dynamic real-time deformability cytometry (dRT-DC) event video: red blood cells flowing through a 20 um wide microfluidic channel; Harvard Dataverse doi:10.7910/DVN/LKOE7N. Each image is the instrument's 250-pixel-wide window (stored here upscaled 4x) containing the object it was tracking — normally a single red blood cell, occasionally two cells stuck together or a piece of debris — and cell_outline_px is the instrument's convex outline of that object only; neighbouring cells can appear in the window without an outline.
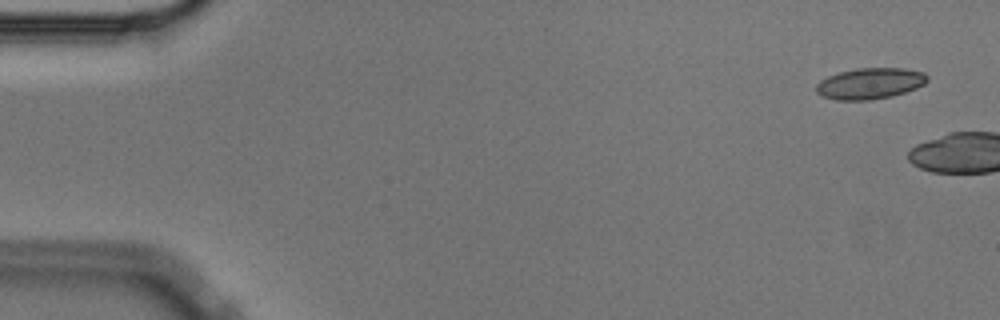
{"species": "Egyptian fruit bat (a non-hibernating species)", "species_latin": "Rousettus aegyptiacus", "temperature_condition": "cold", "stored_images_in_passage": 6, "camera_frame_rate_fps": 3000, "um_per_image_px": 0.085, "animal": {"sex": "male"}, "frame": {"image": 1, "passage_image": 3, "time_ms": 0.667, "image_size_px": [1000, 320], "cell_outline_px": [[928, 80], [924, 84], [916, 88], [892, 96], [872, 100], [836, 100], [820, 96], [816, 92], [816, 84], [820, 80], [828, 76], [840, 72], [856, 68], [904, 68], [924, 72], [928, 76]], "centroid_in_image_um": [73.93, 7.1], "position_along_channel_um": 11.1, "area_um2": 20.29}}